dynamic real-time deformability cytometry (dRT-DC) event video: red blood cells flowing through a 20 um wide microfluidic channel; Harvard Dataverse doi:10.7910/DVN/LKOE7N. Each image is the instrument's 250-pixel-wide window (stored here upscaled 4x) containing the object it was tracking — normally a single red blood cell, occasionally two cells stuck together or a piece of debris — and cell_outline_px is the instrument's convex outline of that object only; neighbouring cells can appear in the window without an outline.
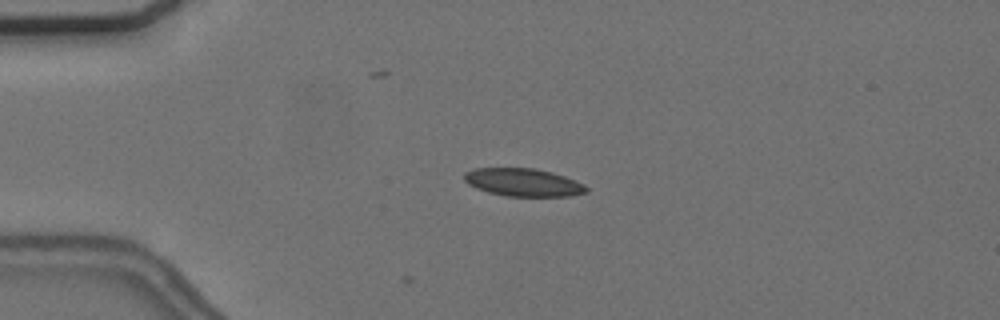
{"species": "common noctule bat (a hibernating species)", "species_latin": "Nyctalus noctula", "temperature_condition": "cold", "stored_images_in_passage": 3, "camera_frame_rate_fps": 3000, "um_per_image_px": 0.085, "animal": {"sex": "female", "body_mass_g": 24.6, "forearm_length_mm": 56.2}, "frame": {"image": 1, "passage_image": 1, "time_ms": 0.0, "image_size_px": [1000, 320], "cell_outline_px": [[588, 192], [568, 196], [508, 196], [488, 192], [476, 188], [468, 184], [464, 180], [464, 172], [472, 168], [536, 168], [552, 172], [564, 176], [584, 184], [588, 188]], "centroid_in_image_um": [44.46, 15.49], "position_along_channel_um": 40.5, "area_um2": 19.88}}